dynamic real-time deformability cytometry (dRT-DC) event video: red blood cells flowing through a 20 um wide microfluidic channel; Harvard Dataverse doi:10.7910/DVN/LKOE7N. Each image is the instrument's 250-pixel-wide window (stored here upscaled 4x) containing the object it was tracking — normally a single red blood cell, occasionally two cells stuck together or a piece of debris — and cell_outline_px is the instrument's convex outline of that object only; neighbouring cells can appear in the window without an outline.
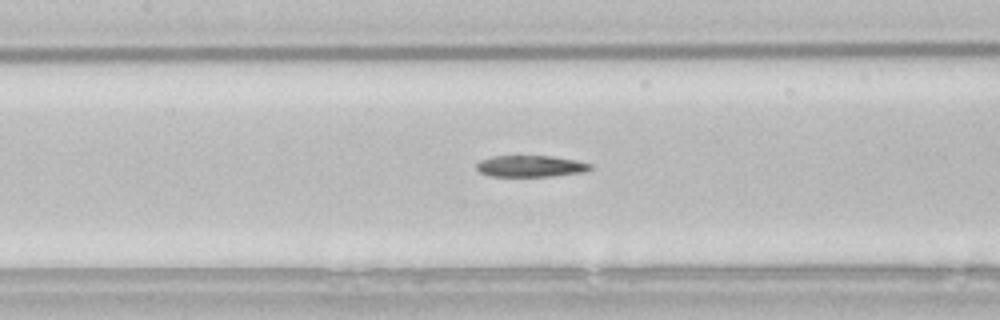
{"species": "common noctule bat (a hibernating species)", "species_latin": "Nyctalus noctula", "temperature_condition": "room temperature", "stored_images_in_passage": 32, "camera_frame_rate_fps": 3000, "um_per_image_px": 0.085, "animal": {"sex": "male", "body_mass_g": 21.5, "forearm_length_mm": 52.0}, "frame": {"image": 1, "passage_image": 10, "time_ms": 3.0, "image_size_px": [1000, 320], "cell_outline_px": [[592, 168], [584, 172], [552, 176], [492, 176], [480, 172], [476, 168], [476, 164], [480, 160], [492, 156], [548, 156], [576, 160], [592, 164]], "centroid_in_image_um": [45.1, 14.12], "position_along_channel_um": 162.3, "area_um2": 14.16}}
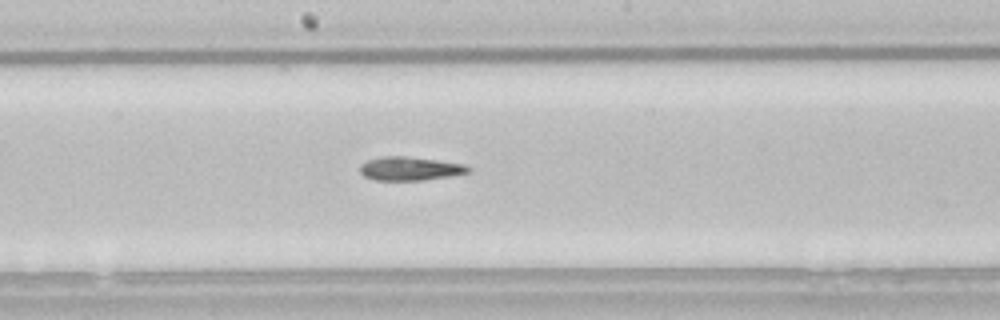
{"frame": {"image": 2, "passage_image": 14, "time_ms": 4.333, "image_size_px": [1000, 320], "cell_outline_px": [[472, 168], [468, 172], [448, 176], [420, 180], [376, 180], [364, 176], [360, 172], [360, 164], [368, 160], [384, 156], [404, 156], [436, 160], [464, 164]], "centroid_in_image_um": [34.82, 14.33], "position_along_channel_um": 213.4, "area_um2": 14.68}}